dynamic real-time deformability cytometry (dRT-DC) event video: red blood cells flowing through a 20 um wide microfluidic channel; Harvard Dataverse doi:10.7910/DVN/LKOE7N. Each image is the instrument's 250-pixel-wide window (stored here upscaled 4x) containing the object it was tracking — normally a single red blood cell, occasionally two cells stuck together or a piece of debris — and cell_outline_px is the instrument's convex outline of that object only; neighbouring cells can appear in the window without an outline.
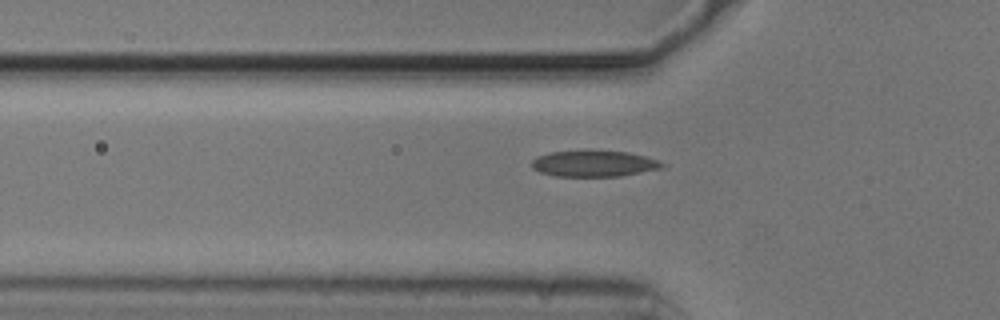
{"species": "common noctule bat (a hibernating species)", "species_latin": "Nyctalus noctula", "temperature_condition": "cold", "stored_images_in_passage": 40, "camera_frame_rate_fps": 3000, "um_per_image_px": 0.085, "animal": {"sex": "male", "body_mass_g": 20.5, "forearm_length_mm": 52.5}, "frame": {"image": 1, "passage_image": 9, "time_ms": 2.667, "image_size_px": [1000, 320], "cell_outline_px": [[668, 164], [664, 168], [620, 176], [552, 176], [540, 172], [532, 168], [532, 160], [536, 156], [548, 152], [628, 152], [644, 156]], "centroid_in_image_um": [50.49, 13.93], "position_along_channel_um": 75.3, "area_um2": 19.54}}
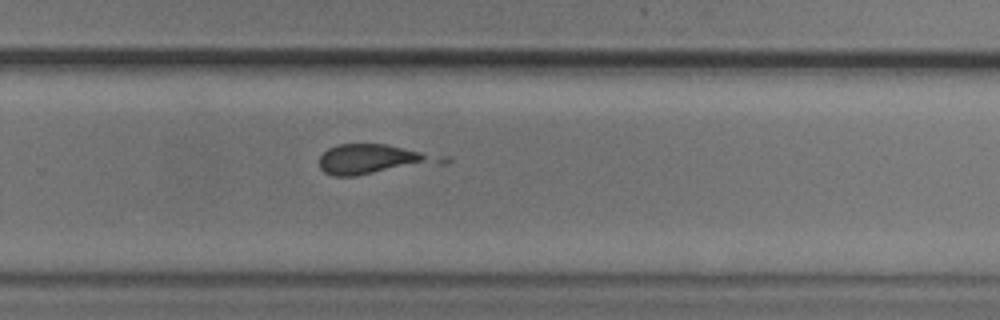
{"frame": {"image": 2, "passage_image": 27, "time_ms": 8.667, "image_size_px": [1000, 320], "cell_outline_px": [[452, 160], [448, 164], [356, 176], [332, 176], [324, 172], [320, 168], [320, 156], [328, 148], [336, 144], [388, 144], [452, 156]], "centroid_in_image_um": [31.97, 13.54], "position_along_channel_um": 297.8, "area_um2": 22.48}}
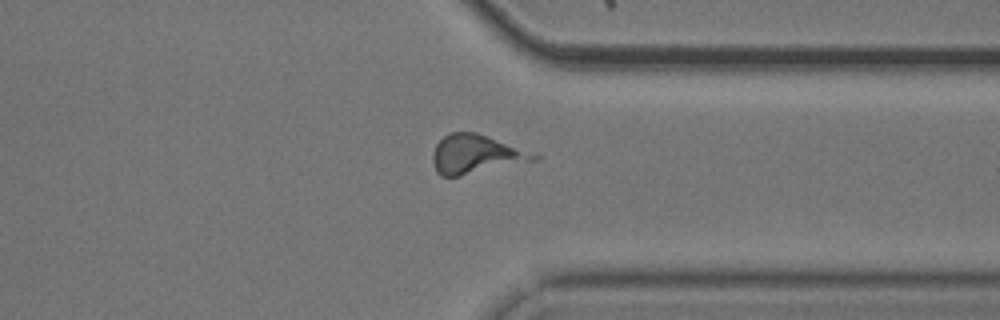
{"frame": {"image": 3, "passage_image": 33, "time_ms": 10.667, "image_size_px": [1000, 320], "cell_outline_px": [[544, 156], [540, 160], [460, 176], [440, 176], [436, 172], [432, 160], [432, 156], [436, 144], [448, 132], [476, 132], [488, 136]], "centroid_in_image_um": [40.5, 13.12], "position_along_channel_um": 370.9, "area_um2": 23.24}}